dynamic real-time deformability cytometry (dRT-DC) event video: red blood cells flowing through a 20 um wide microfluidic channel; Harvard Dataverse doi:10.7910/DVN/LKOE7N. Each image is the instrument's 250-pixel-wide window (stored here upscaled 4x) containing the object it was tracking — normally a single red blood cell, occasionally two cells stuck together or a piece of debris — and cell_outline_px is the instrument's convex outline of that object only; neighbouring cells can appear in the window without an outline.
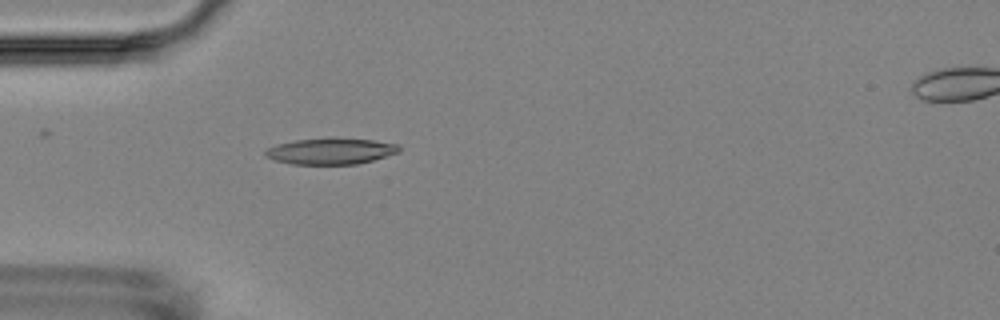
{"species": "Egyptian fruit bat (a non-hibernating species)", "species_latin": "Rousettus aegyptiacus", "temperature_condition": "room temperature", "stored_images_in_passage": 3, "camera_frame_rate_fps": 3000, "um_per_image_px": 0.085, "animal": {"sex": "female"}, "frame": {"image": 1, "passage_image": 2, "time_ms": 2.333, "image_size_px": [1000, 320], "cell_outline_px": [[400, 152], [372, 160], [356, 164], [292, 164], [276, 160], [264, 156], [264, 152], [268, 148], [276, 144], [296, 140], [332, 136], [372, 140], [400, 144]], "centroid_in_image_um": [28.13, 12.82], "position_along_channel_um": 56.9, "area_um2": 20.75}}